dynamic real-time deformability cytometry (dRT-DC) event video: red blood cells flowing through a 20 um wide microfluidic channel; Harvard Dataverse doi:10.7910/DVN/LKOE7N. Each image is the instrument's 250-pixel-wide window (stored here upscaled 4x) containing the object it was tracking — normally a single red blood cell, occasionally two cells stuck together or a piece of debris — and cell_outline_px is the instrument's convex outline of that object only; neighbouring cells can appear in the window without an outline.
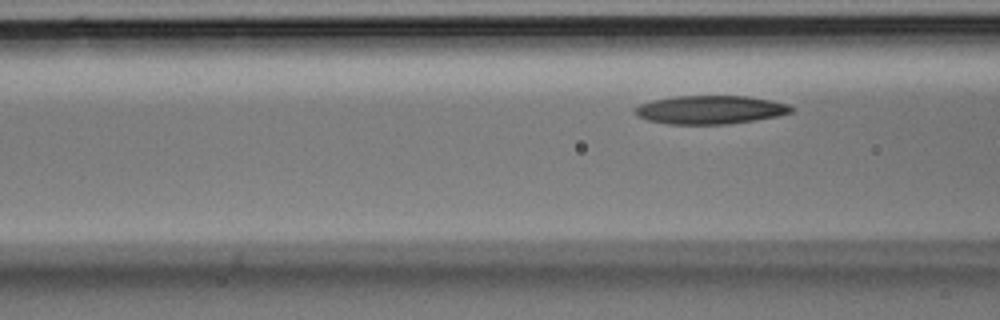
{"species": "Egyptian fruit bat (a non-hibernating species)", "species_latin": "Rousettus aegyptiacus", "temperature_condition": "room temperature", "stored_images_in_passage": 5, "segment_of_instrument_passage": [2, 2], "camera_frame_rate_fps": 3000, "um_per_image_px": 0.085, "animal": {"sex": "male"}, "frame": {"image": 1, "passage_image": 5, "time_ms": 1.333, "image_size_px": [1000, 320], "cell_outline_px": [[796, 108], [792, 112], [776, 116], [728, 124], [668, 124], [648, 120], [636, 116], [632, 112], [640, 104], [652, 100], [676, 96], [748, 96], [772, 100], [788, 104]], "centroid_in_image_um": [60.36, 9.32], "position_along_channel_um": 106.2, "area_um2": 25.95}}